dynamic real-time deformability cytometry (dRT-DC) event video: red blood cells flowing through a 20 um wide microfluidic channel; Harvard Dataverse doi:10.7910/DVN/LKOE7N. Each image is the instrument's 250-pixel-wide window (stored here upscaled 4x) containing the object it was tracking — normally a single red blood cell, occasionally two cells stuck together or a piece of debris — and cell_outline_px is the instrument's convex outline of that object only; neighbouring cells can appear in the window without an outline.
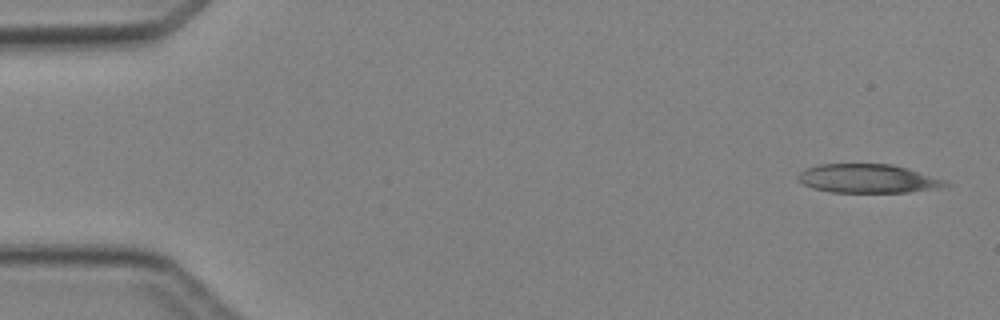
{"species": "Egyptian fruit bat (a non-hibernating species)", "species_latin": "Rousettus aegyptiacus", "temperature_condition": "cold", "stored_images_in_passage": 4, "camera_frame_rate_fps": 3000, "um_per_image_px": 0.085, "animal": {"sex": "female"}, "frame": {"image": 1, "passage_image": 1, "time_ms": 0.0, "image_size_px": [1000, 320], "cell_outline_px": [[952, 184], [936, 188], [908, 192], [832, 192], [812, 188], [796, 180], [796, 176], [804, 168], [816, 164], [892, 164], [908, 168], [944, 180]], "centroid_in_image_um": [73.7, 15.17], "position_along_channel_um": 11.3, "area_um2": 24.74}}
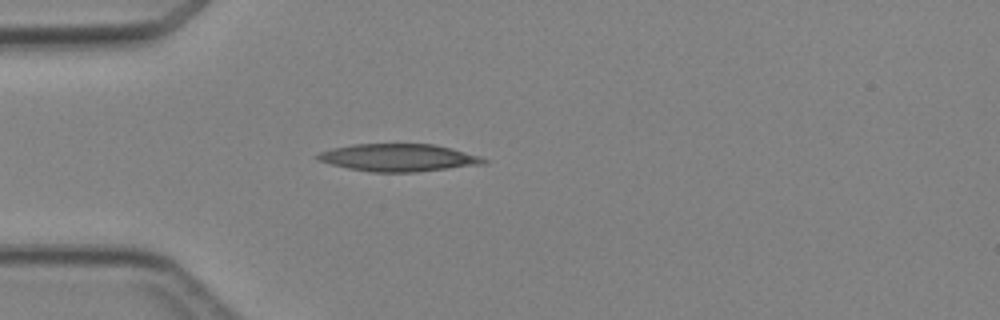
{"frame": {"image": 2, "passage_image": 4, "time_ms": 3.667, "image_size_px": [1000, 320], "cell_outline_px": [[488, 160], [484, 164], [416, 172], [368, 172], [348, 168], [316, 160], [316, 156], [320, 152], [332, 148], [352, 144], [432, 144], [452, 148], [480, 156]], "centroid_in_image_um": [33.86, 13.4], "position_along_channel_um": 51.1, "area_um2": 26.59}}